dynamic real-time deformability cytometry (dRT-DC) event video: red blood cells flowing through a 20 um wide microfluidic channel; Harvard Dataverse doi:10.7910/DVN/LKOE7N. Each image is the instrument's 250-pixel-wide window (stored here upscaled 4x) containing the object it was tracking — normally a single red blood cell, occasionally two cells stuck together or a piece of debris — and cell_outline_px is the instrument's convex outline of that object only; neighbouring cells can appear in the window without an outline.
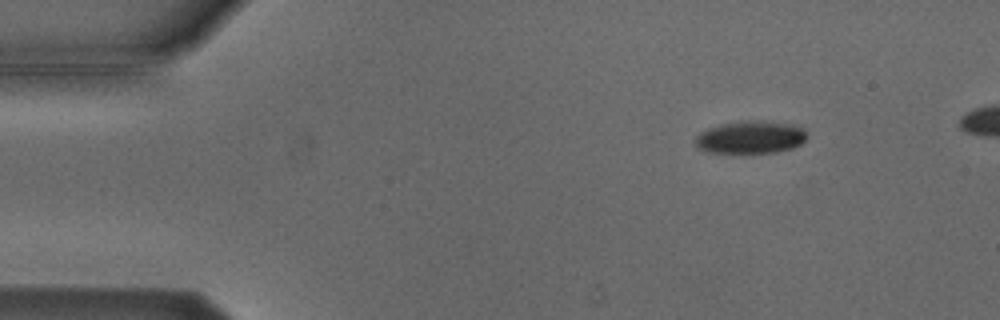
{"species": "Egyptian fruit bat (a non-hibernating species)", "species_latin": "Rousettus aegyptiacus", "temperature_condition": "cold", "stored_images_in_passage": 6, "camera_frame_rate_fps": 3000, "um_per_image_px": 0.085, "animal": {"sex": "male"}, "frame": {"image": 1, "passage_image": 1, "time_ms": 0.0, "image_size_px": [1000, 320], "cell_outline_px": [[808, 136], [800, 144], [792, 148], [776, 152], [708, 152], [696, 148], [696, 136], [700, 132], [708, 128], [724, 124], [744, 120], [764, 120], [792, 124], [804, 128]], "centroid_in_image_um": [63.82, 11.65], "position_along_channel_um": 21.2, "area_um2": 21.21}}
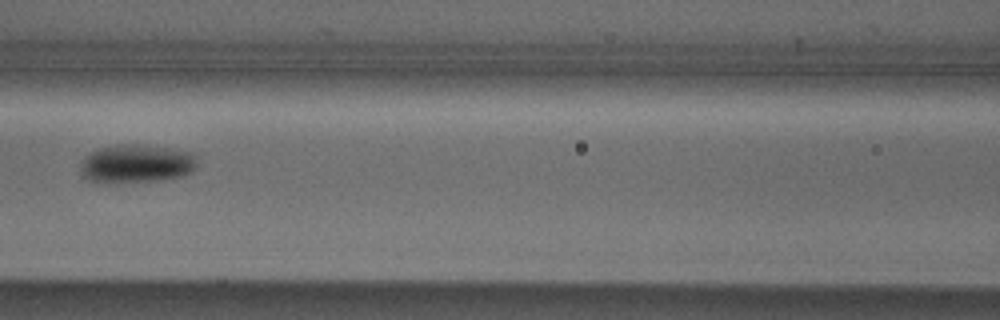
{"frame": {"image": 2, "passage_image": 5, "time_ms": 5.667, "image_size_px": [1000, 320], "cell_outline_px": [[196, 168], [184, 176], [156, 180], [116, 184], [88, 180], [84, 176], [80, 164], [84, 156], [96, 148], [116, 144], [144, 144], [172, 148], [192, 152], [196, 156]], "centroid_in_image_um": [11.59, 13.9], "position_along_channel_um": 155.0, "area_um2": 26.7}}
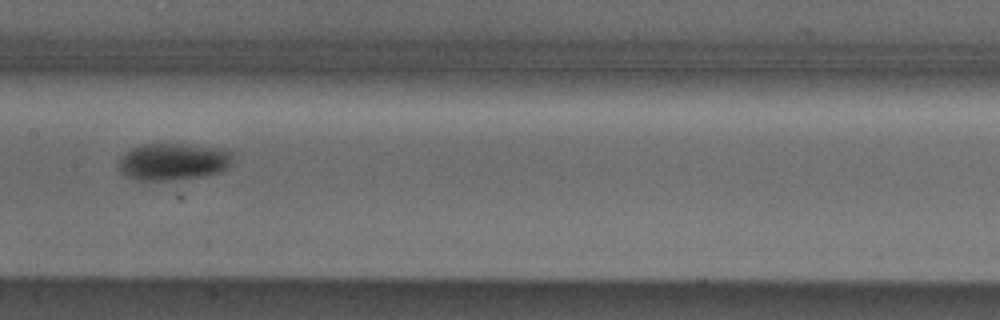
{"frame": {"image": 3, "passage_image": 6, "time_ms": 6.667, "image_size_px": [1000, 320], "cell_outline_px": [[232, 164], [220, 172], [204, 176], [172, 180], [140, 180], [128, 176], [120, 172], [120, 156], [124, 152], [132, 148], [144, 144], [180, 144], [224, 148], [232, 152]], "centroid_in_image_um": [14.75, 13.73], "position_along_channel_um": 192.6, "area_um2": 24.62}}